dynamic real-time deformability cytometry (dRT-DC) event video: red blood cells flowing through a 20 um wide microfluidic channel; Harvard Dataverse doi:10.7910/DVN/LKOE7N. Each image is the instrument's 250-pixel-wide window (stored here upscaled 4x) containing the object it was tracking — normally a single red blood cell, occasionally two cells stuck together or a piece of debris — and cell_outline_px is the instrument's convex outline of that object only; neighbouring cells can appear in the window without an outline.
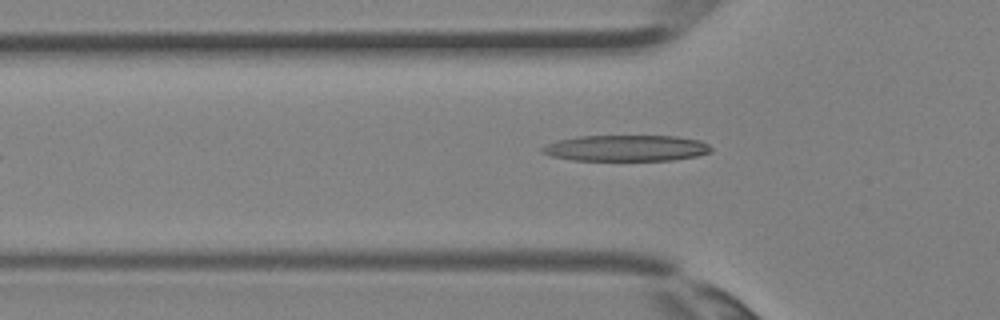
{"species": "Egyptian fruit bat (a non-hibernating species)", "species_latin": "Rousettus aegyptiacus", "temperature_condition": "room temperature", "stored_images_in_passage": 5, "camera_frame_rate_fps": 3000, "um_per_image_px": 0.085, "animal": {"sex": "female"}, "frame": {"image": 1, "passage_image": 5, "time_ms": 1.333, "image_size_px": [1000, 320], "cell_outline_px": [[712, 152], [696, 156], [672, 160], [572, 160], [552, 156], [540, 152], [540, 148], [556, 140], [576, 136], [676, 136], [700, 140], [708, 144], [712, 148]], "centroid_in_image_um": [53.22, 12.58], "position_along_channel_um": 72.6, "area_um2": 25.78}}